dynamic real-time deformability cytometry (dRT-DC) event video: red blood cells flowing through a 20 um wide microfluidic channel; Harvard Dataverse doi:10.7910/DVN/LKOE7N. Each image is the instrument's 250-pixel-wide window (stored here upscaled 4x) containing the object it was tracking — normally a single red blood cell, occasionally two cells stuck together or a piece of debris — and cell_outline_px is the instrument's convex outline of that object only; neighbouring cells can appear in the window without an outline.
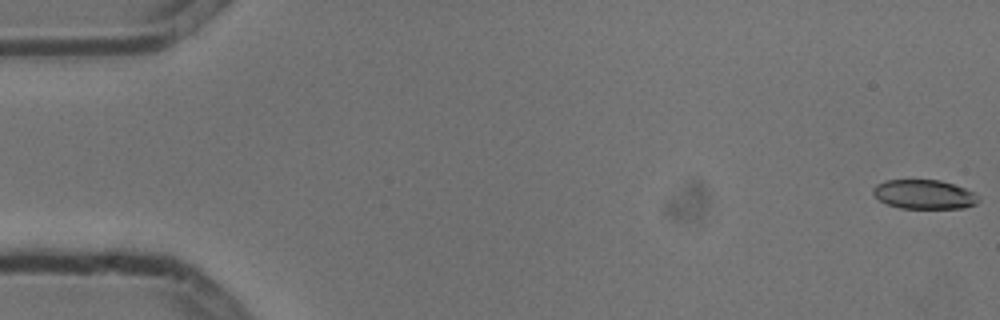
{"species": "common noctule bat (a hibernating species)", "species_latin": "Nyctalus noctula", "temperature_condition": "cold", "stored_images_in_passage": 6, "camera_frame_rate_fps": 3000, "um_per_image_px": 0.085, "animal": {"sex": "male", "body_mass_g": 13.3}, "frame": {"image": 1, "passage_image": 1, "time_ms": 0.0, "image_size_px": [1000, 320], "cell_outline_px": [[980, 200], [976, 204], [964, 208], [900, 208], [888, 204], [880, 200], [872, 192], [872, 188], [876, 184], [884, 180], [940, 180], [976, 192], [980, 196]], "centroid_in_image_um": [78.58, 16.52], "position_along_channel_um": 6.4, "area_um2": 18.03}}